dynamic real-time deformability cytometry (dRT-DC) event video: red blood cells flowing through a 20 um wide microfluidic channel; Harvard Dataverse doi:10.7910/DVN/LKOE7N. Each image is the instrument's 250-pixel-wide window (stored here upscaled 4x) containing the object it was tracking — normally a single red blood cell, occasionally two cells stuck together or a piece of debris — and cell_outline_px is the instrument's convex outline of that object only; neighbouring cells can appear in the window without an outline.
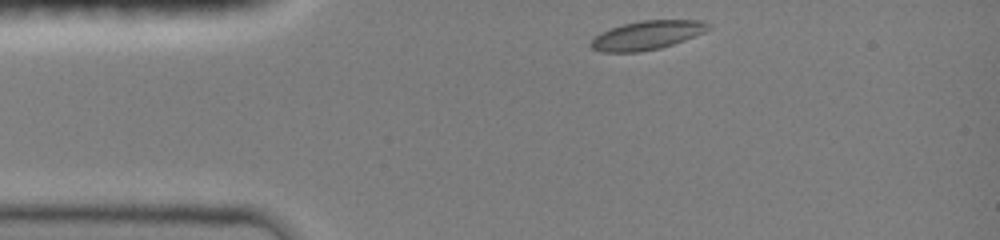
{"species": "common noctule bat (a hibernating species)", "species_latin": "Nyctalus noctula", "temperature_condition": "room temperature", "stored_images_in_passage": 34, "camera_frame_rate_fps": 3000, "um_per_image_px": 0.085, "animal": {"sex": "female", "body_mass_g": 19.0, "forearm_length_mm": 51.5}, "frame": {"image": 1, "passage_image": 1, "time_ms": 0.0, "image_size_px": [1000, 240], "cell_outline_px": [[712, 28], [704, 32], [684, 40], [660, 48], [640, 52], [600, 52], [592, 48], [588, 44], [600, 32], [624, 24], [640, 20], [700, 20], [712, 24]], "centroid_in_image_um": [55.01, 2.99], "position_along_channel_um": 30.0, "area_um2": 19.77}}
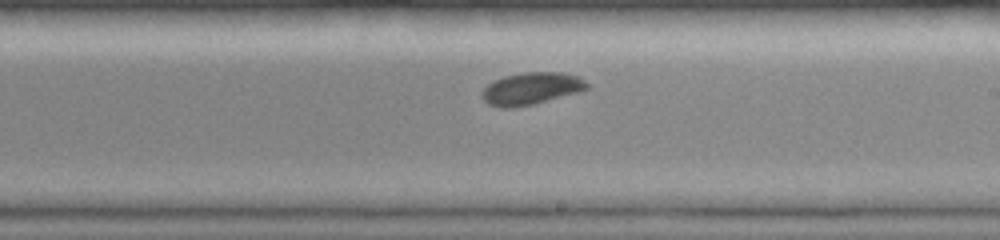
{"frame": {"image": 2, "passage_image": 20, "time_ms": 6.333, "image_size_px": [1000, 240], "cell_outline_px": [[588, 88], [576, 92], [532, 104], [504, 108], [488, 104], [480, 96], [480, 92], [492, 80], [504, 76], [524, 72], [560, 72], [580, 76], [588, 84]], "centroid_in_image_um": [45.11, 7.5], "position_along_channel_um": 243.9, "area_um2": 19.48}}
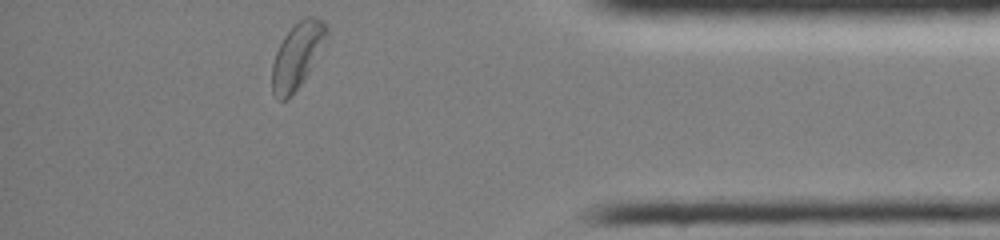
{"frame": {"image": 3, "passage_image": 34, "time_ms": 11.0, "image_size_px": [1000, 240], "cell_outline_px": [[328, 36], [308, 72], [300, 84], [288, 100], [280, 100], [272, 92], [272, 64], [276, 52], [284, 36], [304, 16], [316, 16], [324, 20], [328, 28]], "centroid_in_image_um": [25.27, 4.69], "position_along_channel_um": 409.9, "area_um2": 20.52}, "authors_computed_cell_mechanics": {"area_um2": 19.7676, "velocity_mm_per_s": 4.0116, "shape_relaxation_time_tau1_ms": 2.2399, "shape_relaxation_time_tau2_ms": null, "deformation_change_tau1": 0.1046, "deformation_change_tau2": null}}